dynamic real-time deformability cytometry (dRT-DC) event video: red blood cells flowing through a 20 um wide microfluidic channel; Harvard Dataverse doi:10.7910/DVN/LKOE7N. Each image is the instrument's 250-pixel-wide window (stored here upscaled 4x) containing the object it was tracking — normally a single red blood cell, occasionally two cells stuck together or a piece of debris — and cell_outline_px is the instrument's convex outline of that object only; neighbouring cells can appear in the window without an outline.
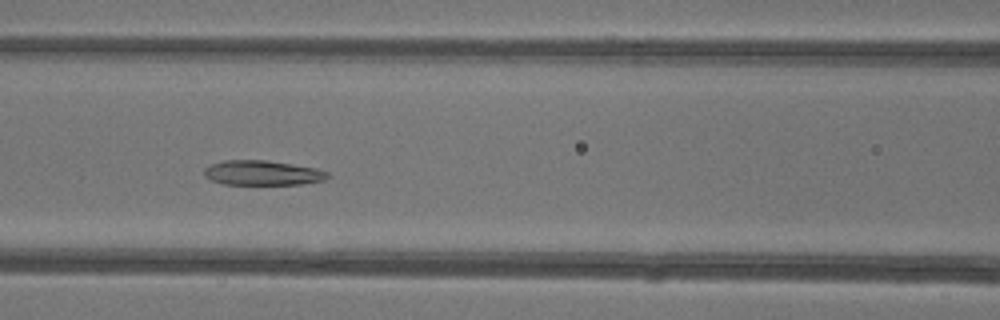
{"species": "common noctule bat (a hibernating species)", "species_latin": "Nyctalus noctula", "temperature_condition": "warm", "stored_images_in_passage": 46, "camera_frame_rate_fps": 3000, "um_per_image_px": 0.085, "animal": {"sex": "female"}, "frame": {"image": 1, "passage_image": 19, "time_ms": 6.0, "image_size_px": [1000, 320], "cell_outline_px": [[332, 176], [324, 180], [300, 184], [224, 184], [212, 180], [204, 176], [204, 168], [212, 164], [224, 160], [268, 160], [316, 168], [328, 172]], "centroid_in_image_um": [22.33, 14.69], "position_along_channel_um": 144.3, "area_um2": 17.8}}
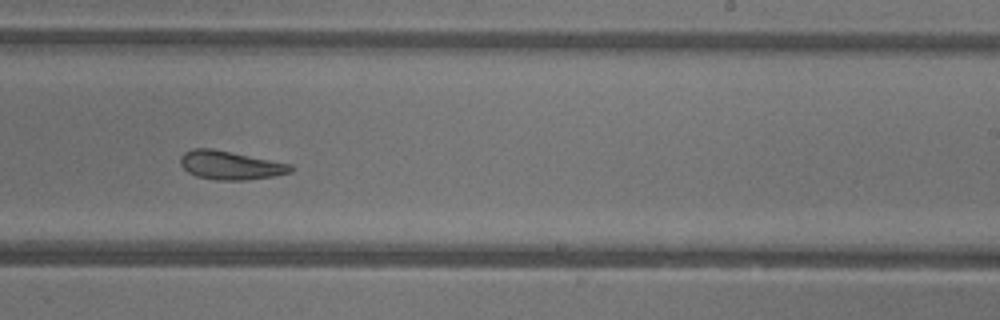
{"frame": {"image": 2, "passage_image": 28, "time_ms": 9.0, "image_size_px": [1000, 320], "cell_outline_px": [[292, 172], [276, 176], [248, 180], [216, 180], [196, 176], [188, 172], [180, 164], [180, 156], [184, 152], [192, 148], [212, 148], [292, 164]], "centroid_in_image_um": [19.58, 14.04], "position_along_channel_um": 269.4, "area_um2": 18.55}}
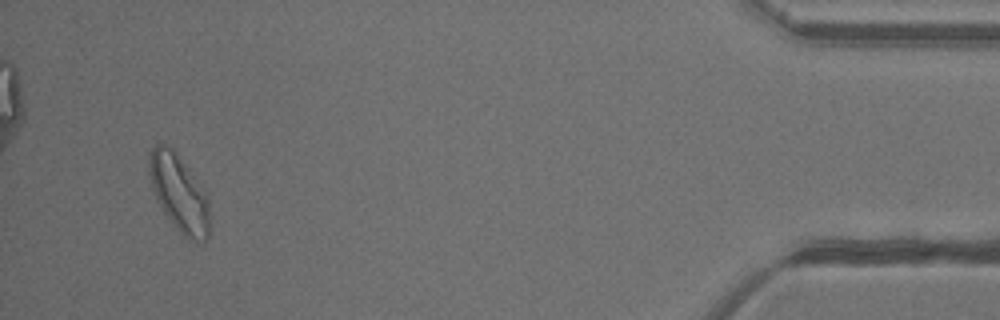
{"frame": {"image": 3, "passage_image": 44, "time_ms": 14.333, "image_size_px": [1000, 320], "cell_outline_px": [[208, 236], [204, 244], [196, 244], [188, 240], [180, 232], [164, 212], [156, 200], [152, 188], [148, 172], [148, 152], [156, 144], [164, 144], [172, 148], [208, 192]], "centroid_in_image_um": [15.22, 16.43], "position_along_channel_um": 420.0, "area_um2": 27.51}, "authors_computed_cell_mechanics": {"area_um2": 20.9814, "velocity_mm_per_s": 4.1762, "shape_relaxation_time_tau1_ms": null, "shape_relaxation_time_tau2_ms": 2.7992, "deformation_change_tau1": null, "deformation_change_tau2": 0.1172}}